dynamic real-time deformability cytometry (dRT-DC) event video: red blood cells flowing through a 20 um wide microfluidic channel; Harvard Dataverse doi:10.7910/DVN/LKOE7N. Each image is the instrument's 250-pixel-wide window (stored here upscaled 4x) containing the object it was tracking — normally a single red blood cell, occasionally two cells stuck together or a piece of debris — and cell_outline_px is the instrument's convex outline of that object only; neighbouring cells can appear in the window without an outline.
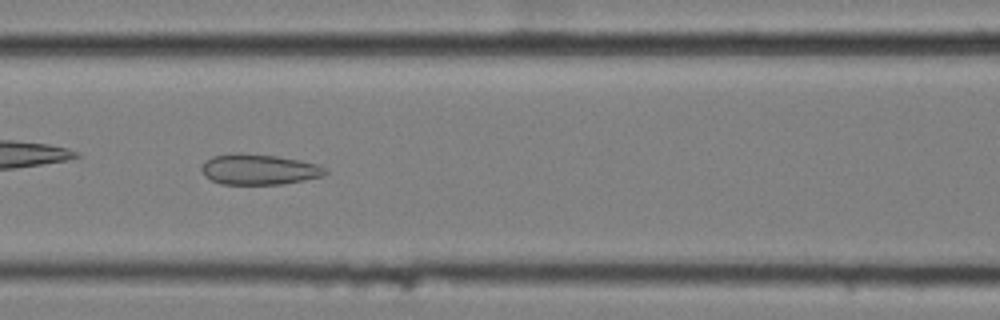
{"species": "common noctule bat (a hibernating species)", "species_latin": "Nyctalus noctula", "temperature_condition": "cold", "stored_images_in_passage": 7, "camera_frame_rate_fps": 3000, "um_per_image_px": 0.085, "animal": {"sex": "female", "body_mass_g": 25.1}, "frame": {"image": 1, "passage_image": 6, "time_ms": 1.667, "image_size_px": [1000, 320], "cell_outline_px": [[328, 172], [324, 176], [280, 184], [220, 184], [204, 176], [200, 168], [212, 156], [236, 152], [240, 152], [276, 156], [300, 160], [316, 164], [324, 168]], "centroid_in_image_um": [21.98, 14.39], "position_along_channel_um": 144.6, "area_um2": 21.96}}